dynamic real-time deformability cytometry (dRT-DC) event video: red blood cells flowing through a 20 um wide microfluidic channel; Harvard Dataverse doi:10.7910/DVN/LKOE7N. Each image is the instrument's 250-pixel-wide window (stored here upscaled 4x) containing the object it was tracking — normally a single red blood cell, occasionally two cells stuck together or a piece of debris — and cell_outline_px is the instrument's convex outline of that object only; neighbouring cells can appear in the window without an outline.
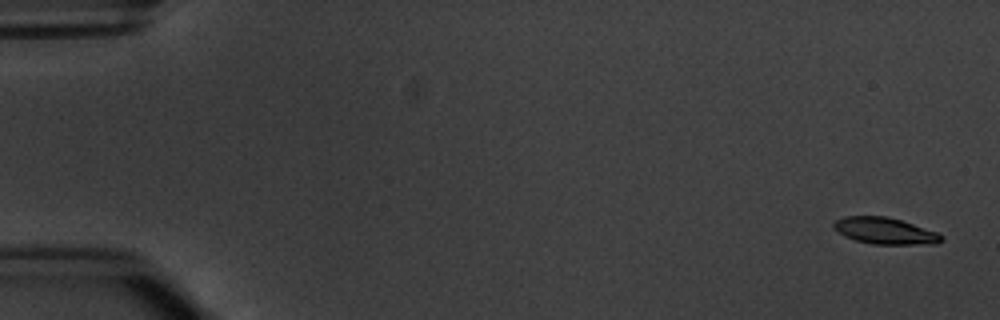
{"species": "common noctule bat (a hibernating species)", "species_latin": "Nyctalus noctula", "temperature_condition": "warm", "stored_images_in_passage": 6, "camera_frame_rate_fps": 3000, "um_per_image_px": 0.085, "animal": {"sex": "male", "body_mass_g": 20.1, "forearm_length_mm": 53.5}, "frame": {"image": 1, "passage_image": 1, "time_ms": 0.0, "image_size_px": [1000, 320], "cell_outline_px": [[944, 240], [936, 244], [872, 244], [856, 240], [844, 236], [832, 228], [832, 224], [836, 220], [844, 216], [888, 216], [936, 232], [944, 236]], "centroid_in_image_um": [75.2, 19.62], "position_along_channel_um": 9.8, "area_um2": 16.65}}
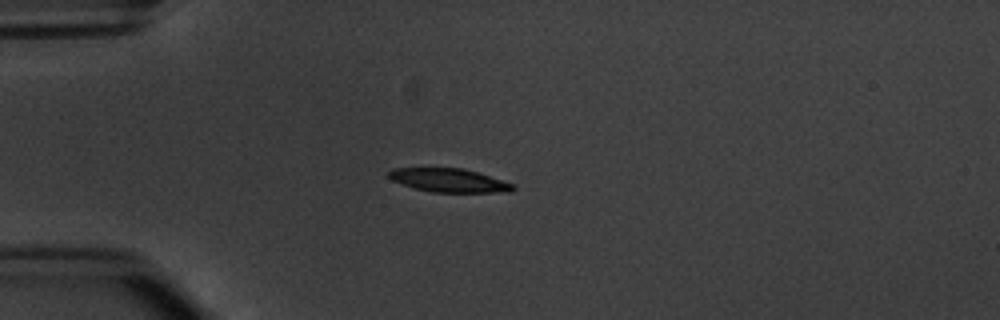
{"frame": {"image": 2, "passage_image": 4, "time_ms": 4.333, "image_size_px": [1000, 320], "cell_outline_px": [[516, 188], [512, 192], [432, 192], [416, 188], [392, 180], [388, 176], [388, 172], [392, 168], [464, 168], [512, 184]], "centroid_in_image_um": [38.15, 15.33], "position_along_channel_um": 46.8, "area_um2": 16.76}}
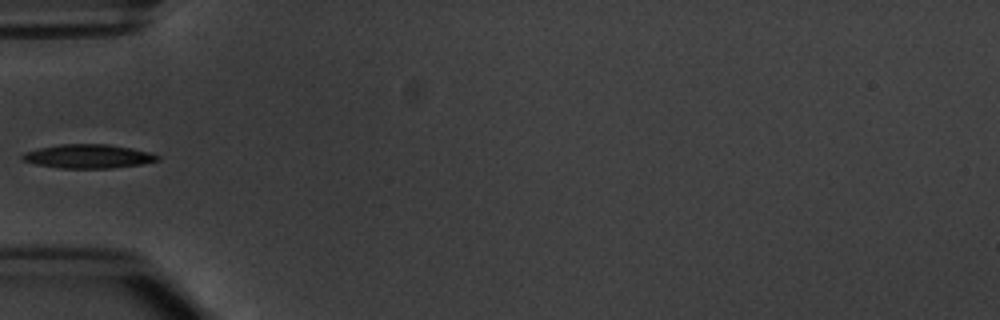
{"frame": {"image": 3, "passage_image": 5, "time_ms": 5.667, "image_size_px": [1000, 320], "cell_outline_px": [[160, 160], [140, 164], [108, 168], [60, 168], [36, 164], [24, 160], [20, 156], [24, 152], [40, 148], [60, 144], [108, 144], [132, 148], [148, 152], [160, 156]], "centroid_in_image_um": [7.5, 13.28], "position_along_channel_um": 77.5, "area_um2": 18.61}}